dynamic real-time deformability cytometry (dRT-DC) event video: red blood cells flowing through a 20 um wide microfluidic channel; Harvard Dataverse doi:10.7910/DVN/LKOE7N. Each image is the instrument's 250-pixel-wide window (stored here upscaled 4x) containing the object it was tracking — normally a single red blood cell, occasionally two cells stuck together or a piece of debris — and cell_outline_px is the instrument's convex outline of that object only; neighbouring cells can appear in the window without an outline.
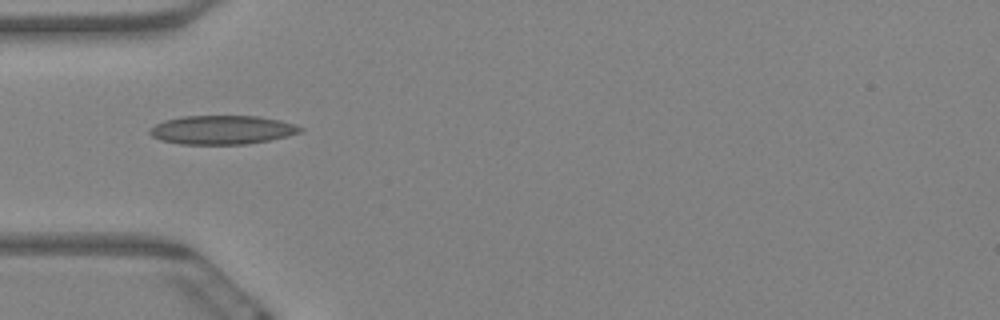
{"species": "Egyptian fruit bat (a non-hibernating species)", "species_latin": "Rousettus aegyptiacus", "temperature_condition": "warm", "stored_images_in_passage": 3, "camera_frame_rate_fps": 3000, "um_per_image_px": 0.085, "animal": {"sex": "female"}, "frame": {"image": 1, "passage_image": 1, "time_ms": 0.0, "image_size_px": [1000, 320], "cell_outline_px": [[304, 128], [300, 132], [288, 136], [268, 140], [244, 144], [180, 144], [160, 140], [152, 136], [148, 132], [148, 128], [164, 120], [180, 116], [260, 116], [280, 120], [296, 124]], "centroid_in_image_um": [18.86, 11.03], "position_along_channel_um": 66.1, "area_um2": 25.43}}
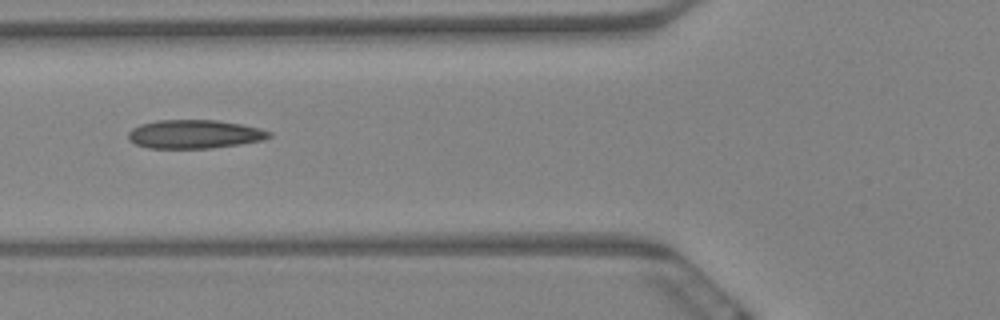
{"frame": {"image": 2, "passage_image": 2, "time_ms": 0.333, "image_size_px": [1000, 320], "cell_outline_px": [[272, 136], [264, 140], [240, 144], [212, 148], [148, 148], [136, 144], [128, 140], [128, 132], [132, 128], [140, 124], [156, 120], [216, 120], [244, 124], [260, 128], [272, 132]], "centroid_in_image_um": [16.55, 11.4], "position_along_channel_um": 109.3, "area_um2": 23.76}}
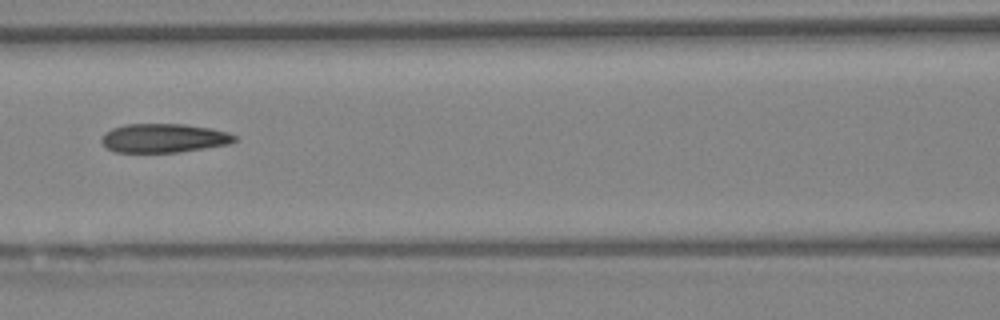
{"frame": {"image": 3, "passage_image": 3, "time_ms": 0.667, "image_size_px": [1000, 320], "cell_outline_px": [[236, 140], [228, 144], [180, 152], [112, 152], [100, 140], [104, 132], [112, 128], [128, 124], [184, 124], [212, 128], [228, 132], [236, 136]], "centroid_in_image_um": [13.91, 11.73], "position_along_channel_um": 152.7, "area_um2": 22.43}}